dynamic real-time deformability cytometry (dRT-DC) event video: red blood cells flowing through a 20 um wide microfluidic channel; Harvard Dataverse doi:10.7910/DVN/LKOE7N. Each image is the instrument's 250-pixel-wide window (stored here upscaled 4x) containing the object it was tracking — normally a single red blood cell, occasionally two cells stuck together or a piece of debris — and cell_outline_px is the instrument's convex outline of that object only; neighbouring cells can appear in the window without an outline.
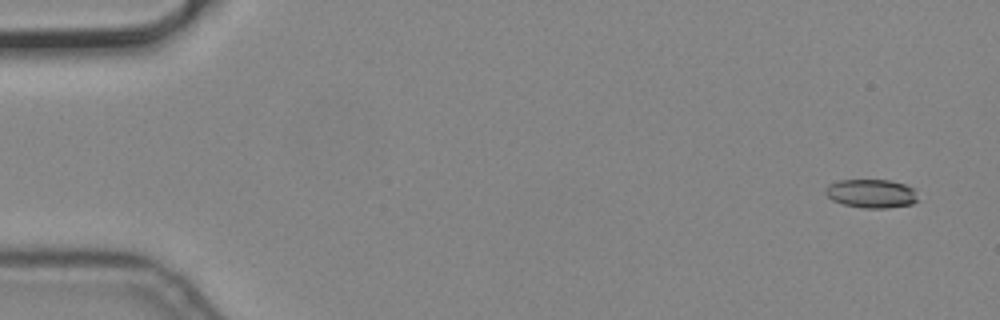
{"species": "common noctule bat (a hibernating species)", "species_latin": "Nyctalus noctula", "temperature_condition": "cold", "stored_images_in_passage": 2, "camera_frame_rate_fps": 3000, "um_per_image_px": 0.085, "animal": {"sex": "male", "body_mass_g": 19.2, "forearm_length_mm": 51.8}, "frame": {"image": 1, "passage_image": 2, "time_ms": 0.333, "image_size_px": [1000, 320], "cell_outline_px": [[920, 200], [912, 204], [888, 208], [864, 208], [844, 204], [832, 200], [824, 192], [824, 188], [828, 184], [840, 180], [888, 180], [904, 184], [912, 188]], "centroid_in_image_um": [74.06, 16.45], "position_along_channel_um": 10.9, "area_um2": 15.49}}